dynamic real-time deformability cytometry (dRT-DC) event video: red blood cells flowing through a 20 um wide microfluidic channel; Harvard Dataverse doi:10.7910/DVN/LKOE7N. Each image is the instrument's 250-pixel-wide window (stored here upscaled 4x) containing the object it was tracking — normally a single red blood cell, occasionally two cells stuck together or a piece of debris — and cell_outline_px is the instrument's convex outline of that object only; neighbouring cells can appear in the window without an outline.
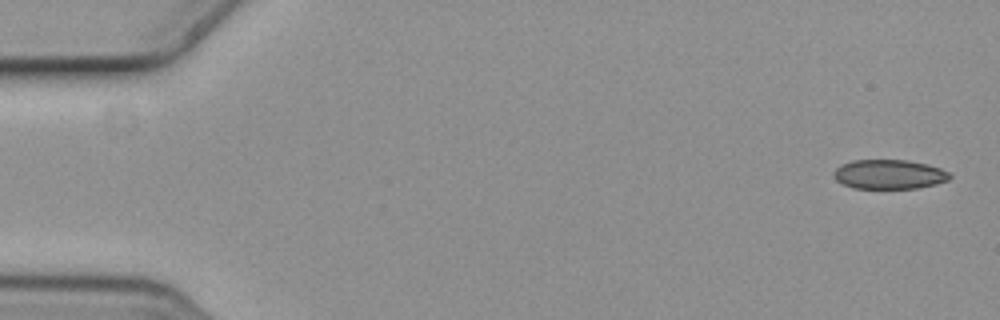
{"species": "common noctule bat (a hibernating species)", "species_latin": "Nyctalus noctula", "temperature_condition": "cold", "stored_images_in_passage": 4, "camera_frame_rate_fps": 3000, "um_per_image_px": 0.085, "animal": {"sex": "female", "body_mass_g": 19.3, "forearm_length_mm": 54.1}, "frame": {"image": 1, "passage_image": 1, "time_ms": 0.0, "image_size_px": [1000, 320], "cell_outline_px": [[952, 176], [948, 180], [936, 184], [916, 188], [852, 188], [836, 180], [832, 176], [832, 172], [840, 164], [852, 160], [908, 160], [928, 164], [940, 168], [948, 172]], "centroid_in_image_um": [75.55, 14.81], "position_along_channel_um": 9.5, "area_um2": 20.0}}